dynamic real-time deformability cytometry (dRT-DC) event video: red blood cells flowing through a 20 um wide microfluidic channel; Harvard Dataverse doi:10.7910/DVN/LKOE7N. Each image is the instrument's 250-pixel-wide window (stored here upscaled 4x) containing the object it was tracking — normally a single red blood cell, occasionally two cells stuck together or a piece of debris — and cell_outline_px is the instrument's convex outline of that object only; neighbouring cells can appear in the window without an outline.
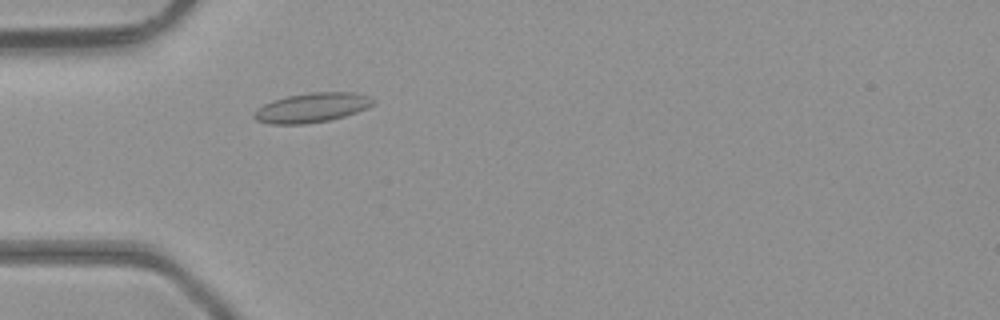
{"species": "common noctule bat (a hibernating species)", "species_latin": "Nyctalus noctula", "temperature_condition": "room temperature", "stored_images_in_passage": 39, "camera_frame_rate_fps": 3000, "um_per_image_px": 0.085, "animal": {"sex": "male", "body_mass_g": 23.1, "forearm_length_mm": 52.7}, "frame": {"image": 1, "passage_image": 7, "time_ms": 2.0, "image_size_px": [1000, 320], "cell_outline_px": [[368, 104], [364, 108], [340, 116], [324, 120], [296, 124], [280, 124], [260, 120], [256, 116], [256, 112], [260, 108], [276, 100], [292, 96], [324, 92], [340, 92], [360, 96]], "centroid_in_image_um": [26.38, 9.17], "position_along_channel_um": 58.6, "area_um2": 17.92}}
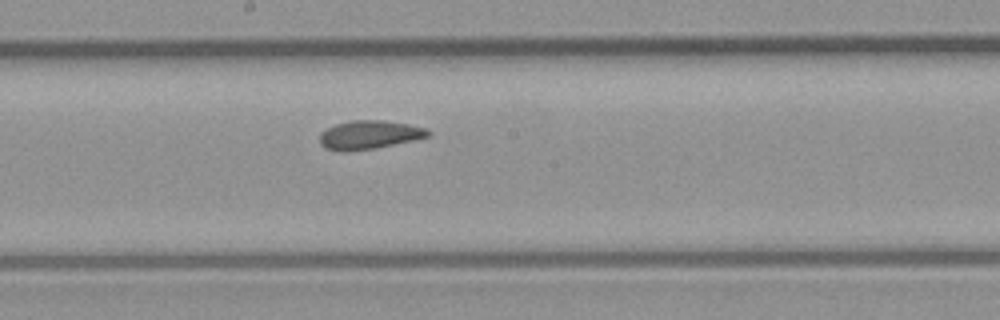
{"frame": {"image": 2, "passage_image": 18, "time_ms": 5.667, "image_size_px": [1000, 320], "cell_outline_px": [[428, 136], [368, 148], [328, 148], [320, 140], [320, 136], [328, 128], [340, 124], [364, 120], [368, 120], [404, 124], [420, 128], [428, 132]], "centroid_in_image_um": [31.37, 11.42], "position_along_channel_um": 216.8, "area_um2": 15.66}}
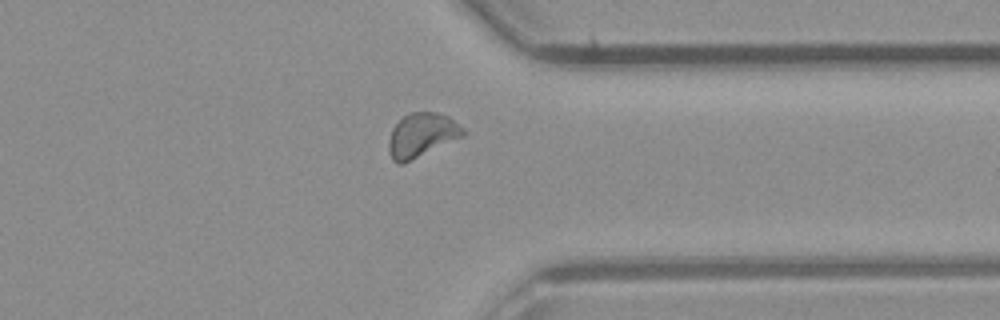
{"frame": {"image": 3, "passage_image": 29, "time_ms": 9.333, "image_size_px": [1000, 320], "cell_outline_px": [[464, 132], [460, 136], [400, 164], [392, 160], [392, 132], [396, 124], [404, 116], [412, 112], [432, 112], [444, 116], [452, 120]], "centroid_in_image_um": [35.82, 11.45], "position_along_channel_um": 375.6, "area_um2": 17.22}, "authors_computed_cell_mechanics": {"area_um2": 16.2996, "velocity_mm_per_s": 4.4276, "shape_relaxation_time_tau1_ms": null, "shape_relaxation_time_tau2_ms": 1.6214, "deformation_change_tau1": null, "deformation_change_tau2": 0.0608}}